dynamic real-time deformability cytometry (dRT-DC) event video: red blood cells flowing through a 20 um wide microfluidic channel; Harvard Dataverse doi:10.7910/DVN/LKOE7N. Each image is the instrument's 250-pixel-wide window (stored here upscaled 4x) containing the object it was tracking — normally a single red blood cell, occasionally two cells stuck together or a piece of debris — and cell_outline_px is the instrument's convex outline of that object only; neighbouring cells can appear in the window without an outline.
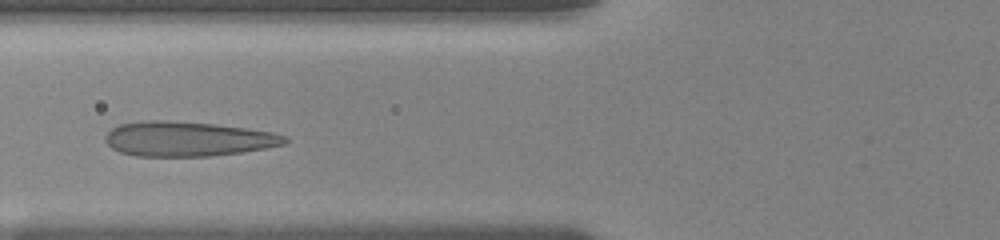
{"species": "human", "species_latin": "Homo sapiens", "temperature_condition": "room temperature", "stored_images_in_passage": 22, "camera_frame_rate_fps": 3000, "um_per_image_px": 0.085, "donor": {"sex": "female"}, "frame": {"image": 1, "passage_image": 5, "time_ms": 1.333, "image_size_px": [1000, 240], "cell_outline_px": [[288, 140], [284, 144], [264, 148], [240, 152], [212, 156], [136, 156], [120, 152], [112, 148], [104, 140], [104, 136], [112, 128], [120, 124], [140, 120], [168, 120], [216, 124], [248, 128], [272, 132], [284, 136]], "centroid_in_image_um": [15.91, 11.8], "position_along_channel_um": 109.9, "area_um2": 36.41}}
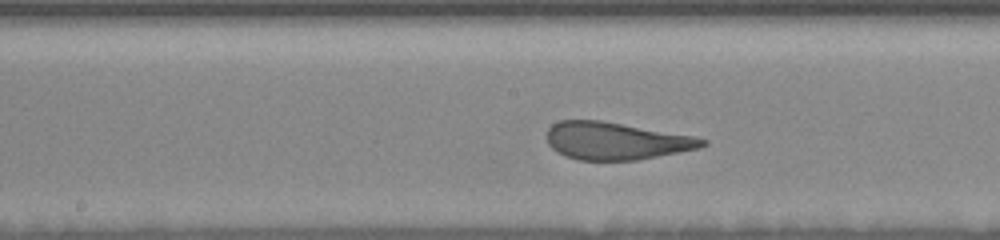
{"frame": {"image": 2, "passage_image": 11, "time_ms": 3.667, "image_size_px": [1000, 240], "cell_outline_px": [[708, 144], [700, 148], [636, 160], [576, 160], [564, 156], [556, 152], [548, 144], [544, 136], [548, 128], [552, 124], [560, 120], [600, 120], [696, 136], [708, 140]], "centroid_in_image_um": [52.32, 11.97], "position_along_channel_um": 195.9, "area_um2": 34.28}}
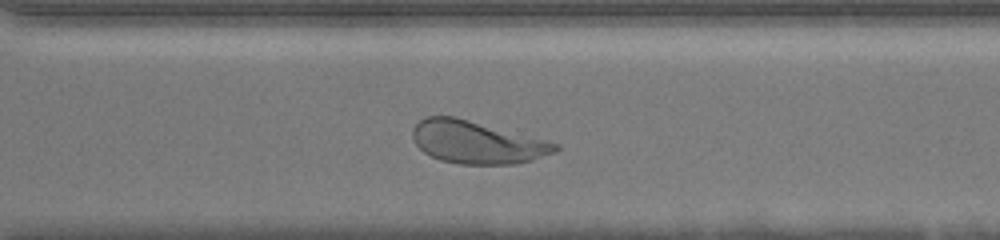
{"frame": {"image": 3, "passage_image": 21, "time_ms": 7.333, "image_size_px": [1000, 240], "cell_outline_px": [[560, 148], [556, 152], [532, 160], [516, 164], [460, 164], [440, 160], [424, 152], [416, 144], [412, 136], [412, 128], [420, 120], [428, 116], [456, 116], [548, 140], [560, 144]], "centroid_in_image_um": [40.57, 12.08], "position_along_channel_um": 330.0, "area_um2": 35.66}}